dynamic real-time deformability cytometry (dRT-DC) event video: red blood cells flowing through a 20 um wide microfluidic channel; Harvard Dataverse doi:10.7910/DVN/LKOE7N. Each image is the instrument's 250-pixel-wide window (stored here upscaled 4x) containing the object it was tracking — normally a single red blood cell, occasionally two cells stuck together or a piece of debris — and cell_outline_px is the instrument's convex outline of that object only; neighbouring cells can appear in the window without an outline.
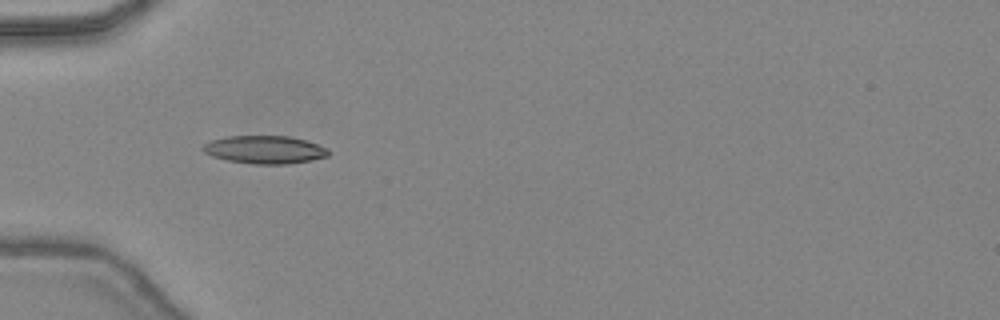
{"species": "common noctule bat (a hibernating species)", "species_latin": "Nyctalus noctula", "temperature_condition": "warm", "stored_images_in_passage": 32, "camera_frame_rate_fps": 3000, "um_per_image_px": 0.085, "animal": {"sex": "female", "body_mass_g": 24.6, "forearm_length_mm": 56.2}, "frame": {"image": 1, "passage_image": 1, "time_ms": 0.0, "image_size_px": [1000, 320], "cell_outline_px": [[328, 156], [312, 160], [288, 164], [252, 164], [228, 160], [212, 156], [204, 152], [200, 148], [204, 144], [212, 140], [228, 136], [288, 136], [304, 140], [328, 148]], "centroid_in_image_um": [22.48, 12.72], "position_along_channel_um": 62.5, "area_um2": 20.35}}
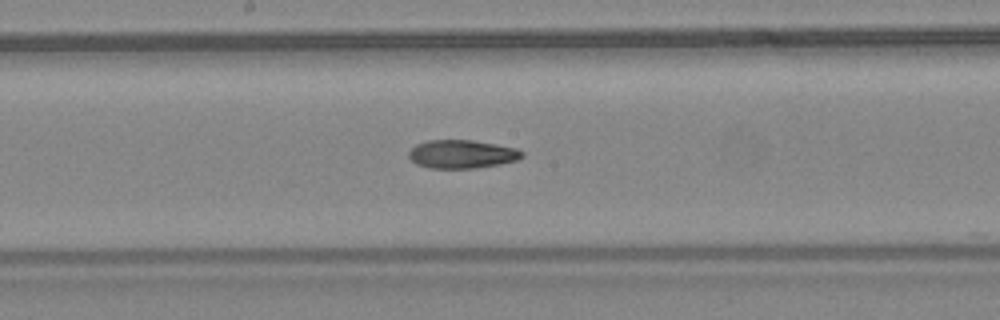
{"frame": {"image": 2, "passage_image": 11, "time_ms": 3.333, "image_size_px": [1000, 320], "cell_outline_px": [[524, 156], [516, 160], [500, 164], [476, 168], [428, 168], [416, 164], [408, 156], [408, 152], [416, 144], [428, 140], [472, 140], [496, 144], [516, 148], [524, 152]], "centroid_in_image_um": [39.26, 13.1], "position_along_channel_um": 208.9, "area_um2": 18.79}}
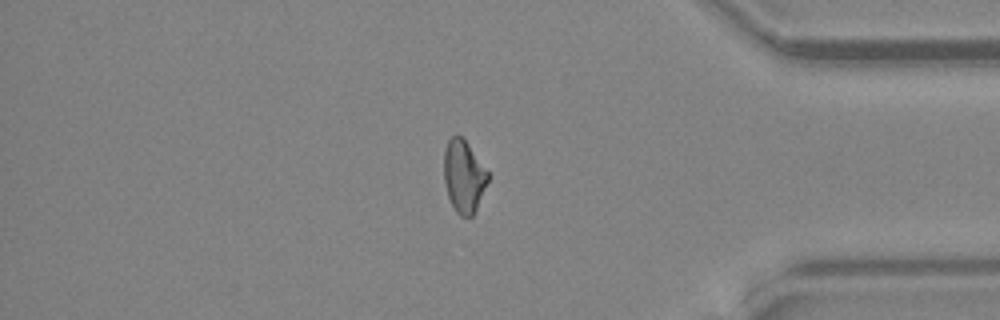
{"frame": {"image": 3, "passage_image": 25, "time_ms": 8.0, "image_size_px": [1000, 320], "cell_outline_px": [[488, 180], [476, 208], [472, 216], [460, 216], [456, 212], [448, 196], [444, 180], [444, 152], [448, 140], [456, 132], [468, 144], [488, 172]], "centroid_in_image_um": [39.4, 14.96], "position_along_channel_um": 395.8, "area_um2": 18.21}, "authors_computed_cell_mechanics": {"area_um2": 18.9006, "velocity_mm_per_s": 4.5089, "shape_relaxation_time_tau1_ms": 9.4406, "shape_relaxation_time_tau2_ms": 2.288, "deformation_change_tau1": 0.2369, "deformation_change_tau2": 0.09}}